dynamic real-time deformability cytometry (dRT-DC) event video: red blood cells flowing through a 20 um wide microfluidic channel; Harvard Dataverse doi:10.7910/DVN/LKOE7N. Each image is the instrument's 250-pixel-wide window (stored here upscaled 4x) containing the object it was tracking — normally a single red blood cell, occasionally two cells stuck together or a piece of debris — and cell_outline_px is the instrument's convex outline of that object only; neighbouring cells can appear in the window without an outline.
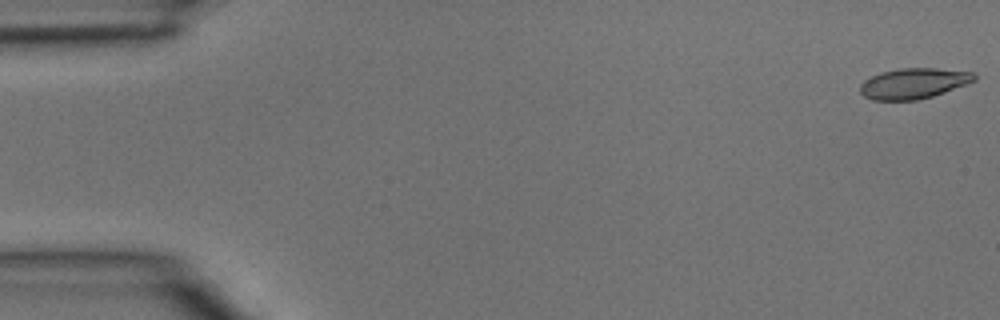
{"species": "common noctule bat (a hibernating species)", "species_latin": "Nyctalus noctula", "temperature_condition": "room temperature", "stored_images_in_passage": 4, "camera_frame_rate_fps": 3000, "um_per_image_px": 0.085, "animal": {"sex": "male", "body_mass_g": 15.6}, "frame": {"image": 1, "passage_image": 1, "time_ms": 0.0, "image_size_px": [1000, 320], "cell_outline_px": [[976, 80], [968, 84], [932, 96], [916, 100], [872, 100], [864, 96], [860, 92], [860, 84], [864, 80], [880, 72], [900, 68], [936, 68], [976, 72]], "centroid_in_image_um": [77.67, 7.08], "position_along_channel_um": 7.3, "area_um2": 20.46}}
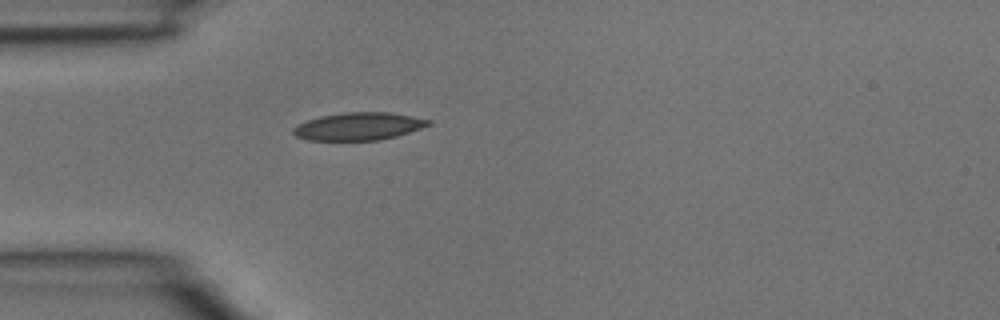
{"frame": {"image": 2, "passage_image": 4, "time_ms": 1.0, "image_size_px": [1000, 320], "cell_outline_px": [[432, 124], [396, 136], [380, 140], [308, 140], [296, 136], [292, 132], [292, 128], [296, 124], [320, 116], [344, 112], [388, 112], [432, 120]], "centroid_in_image_um": [30.45, 10.73], "position_along_channel_um": 54.6, "area_um2": 21.73}}